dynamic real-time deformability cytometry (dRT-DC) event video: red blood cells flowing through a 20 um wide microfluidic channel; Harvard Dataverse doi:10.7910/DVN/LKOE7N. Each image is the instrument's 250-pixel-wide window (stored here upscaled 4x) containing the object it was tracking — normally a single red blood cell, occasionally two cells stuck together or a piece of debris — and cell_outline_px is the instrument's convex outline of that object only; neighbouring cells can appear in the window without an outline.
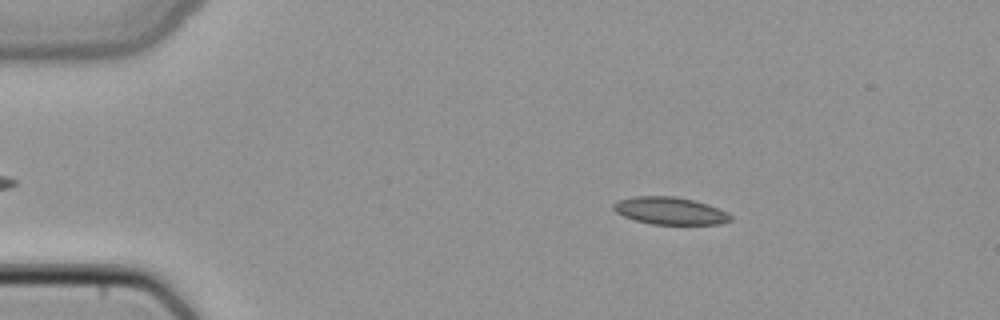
{"species": "common noctule bat (a hibernating species)", "species_latin": "Nyctalus noctula", "temperature_condition": "cold", "stored_images_in_passage": 5, "camera_frame_rate_fps": 3000, "um_per_image_px": 0.085, "animal": {"sex": "female", "body_mass_g": 22.7, "forearm_length_mm": 54.2}, "frame": {"image": 1, "passage_image": 2, "time_ms": 0.333, "image_size_px": [1000, 320], "cell_outline_px": [[732, 220], [720, 224], [652, 224], [636, 220], [624, 216], [616, 212], [612, 208], [612, 204], [616, 200], [636, 196], [676, 196], [708, 204], [728, 212], [732, 216]], "centroid_in_image_um": [56.95, 17.91], "position_along_channel_um": 28.1, "area_um2": 18.73}}
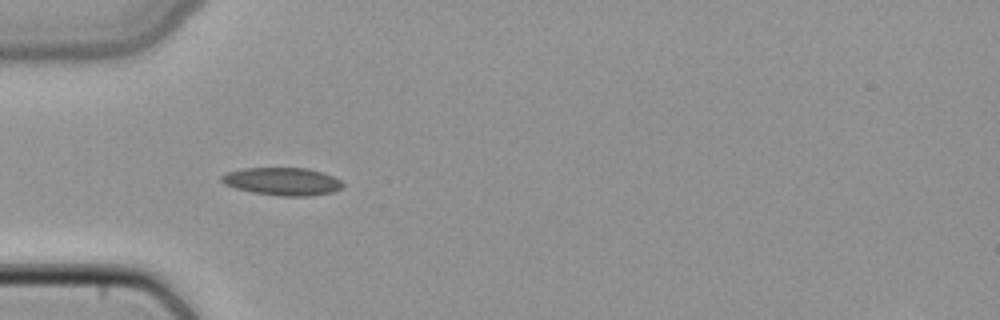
{"frame": {"image": 2, "passage_image": 4, "time_ms": 1.0, "image_size_px": [1000, 320], "cell_outline_px": [[344, 188], [332, 192], [308, 196], [280, 196], [252, 192], [236, 188], [224, 184], [220, 180], [220, 176], [228, 172], [244, 168], [308, 168], [324, 172], [340, 180], [344, 184]], "centroid_in_image_um": [24.02, 15.42], "position_along_channel_um": 61.0, "area_um2": 19.71}}
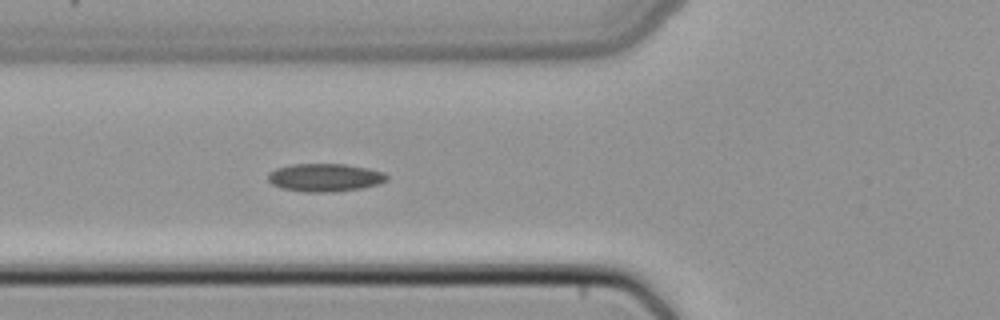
{"frame": {"image": 3, "passage_image": 5, "time_ms": 1.333, "image_size_px": [1000, 320], "cell_outline_px": [[388, 180], [380, 184], [360, 188], [332, 192], [304, 192], [280, 188], [272, 184], [268, 180], [268, 172], [276, 168], [292, 164], [344, 164], [368, 168], [384, 172], [388, 176]], "centroid_in_image_um": [27.61, 15.09], "position_along_channel_um": 98.2, "area_um2": 19.54}}